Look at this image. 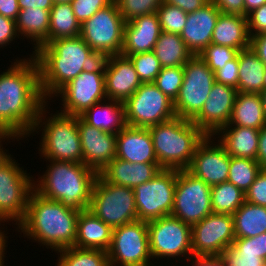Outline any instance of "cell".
Here are the masks:
<instances>
[{
    "instance_id": "cell-51",
    "label": "cell",
    "mask_w": 266,
    "mask_h": 266,
    "mask_svg": "<svg viewBox=\"0 0 266 266\" xmlns=\"http://www.w3.org/2000/svg\"><path fill=\"white\" fill-rule=\"evenodd\" d=\"M249 47L266 67V32L251 36Z\"/></svg>"
},
{
    "instance_id": "cell-3",
    "label": "cell",
    "mask_w": 266,
    "mask_h": 266,
    "mask_svg": "<svg viewBox=\"0 0 266 266\" xmlns=\"http://www.w3.org/2000/svg\"><path fill=\"white\" fill-rule=\"evenodd\" d=\"M80 211L65 207L59 201L30 194L24 220L17 226L27 238L54 251L73 247Z\"/></svg>"
},
{
    "instance_id": "cell-57",
    "label": "cell",
    "mask_w": 266,
    "mask_h": 266,
    "mask_svg": "<svg viewBox=\"0 0 266 266\" xmlns=\"http://www.w3.org/2000/svg\"><path fill=\"white\" fill-rule=\"evenodd\" d=\"M18 4L20 10L28 7L51 10L54 3L52 0H18Z\"/></svg>"
},
{
    "instance_id": "cell-2",
    "label": "cell",
    "mask_w": 266,
    "mask_h": 266,
    "mask_svg": "<svg viewBox=\"0 0 266 266\" xmlns=\"http://www.w3.org/2000/svg\"><path fill=\"white\" fill-rule=\"evenodd\" d=\"M33 57L39 69L41 94L46 101L100 60L81 36L50 41L33 51Z\"/></svg>"
},
{
    "instance_id": "cell-55",
    "label": "cell",
    "mask_w": 266,
    "mask_h": 266,
    "mask_svg": "<svg viewBox=\"0 0 266 266\" xmlns=\"http://www.w3.org/2000/svg\"><path fill=\"white\" fill-rule=\"evenodd\" d=\"M256 161L262 170H266V125L260 130Z\"/></svg>"
},
{
    "instance_id": "cell-31",
    "label": "cell",
    "mask_w": 266,
    "mask_h": 266,
    "mask_svg": "<svg viewBox=\"0 0 266 266\" xmlns=\"http://www.w3.org/2000/svg\"><path fill=\"white\" fill-rule=\"evenodd\" d=\"M50 10L25 8L20 10L16 29L18 35L34 42V51L41 45L49 43Z\"/></svg>"
},
{
    "instance_id": "cell-4",
    "label": "cell",
    "mask_w": 266,
    "mask_h": 266,
    "mask_svg": "<svg viewBox=\"0 0 266 266\" xmlns=\"http://www.w3.org/2000/svg\"><path fill=\"white\" fill-rule=\"evenodd\" d=\"M48 161L51 164L40 180L37 179L38 184L34 181V190L65 207L80 212L87 210L98 173L83 163Z\"/></svg>"
},
{
    "instance_id": "cell-53",
    "label": "cell",
    "mask_w": 266,
    "mask_h": 266,
    "mask_svg": "<svg viewBox=\"0 0 266 266\" xmlns=\"http://www.w3.org/2000/svg\"><path fill=\"white\" fill-rule=\"evenodd\" d=\"M19 12L18 0H0V15L16 21Z\"/></svg>"
},
{
    "instance_id": "cell-52",
    "label": "cell",
    "mask_w": 266,
    "mask_h": 266,
    "mask_svg": "<svg viewBox=\"0 0 266 266\" xmlns=\"http://www.w3.org/2000/svg\"><path fill=\"white\" fill-rule=\"evenodd\" d=\"M210 0H163L164 3L179 7L186 13H192L203 7Z\"/></svg>"
},
{
    "instance_id": "cell-28",
    "label": "cell",
    "mask_w": 266,
    "mask_h": 266,
    "mask_svg": "<svg viewBox=\"0 0 266 266\" xmlns=\"http://www.w3.org/2000/svg\"><path fill=\"white\" fill-rule=\"evenodd\" d=\"M211 43L235 48L238 51L249 48L247 17L221 13L213 30Z\"/></svg>"
},
{
    "instance_id": "cell-35",
    "label": "cell",
    "mask_w": 266,
    "mask_h": 266,
    "mask_svg": "<svg viewBox=\"0 0 266 266\" xmlns=\"http://www.w3.org/2000/svg\"><path fill=\"white\" fill-rule=\"evenodd\" d=\"M80 32L81 24L74 15L71 3L53 4L50 10L49 42L78 37Z\"/></svg>"
},
{
    "instance_id": "cell-8",
    "label": "cell",
    "mask_w": 266,
    "mask_h": 266,
    "mask_svg": "<svg viewBox=\"0 0 266 266\" xmlns=\"http://www.w3.org/2000/svg\"><path fill=\"white\" fill-rule=\"evenodd\" d=\"M125 21L113 0L81 24L80 36L100 59L121 54Z\"/></svg>"
},
{
    "instance_id": "cell-18",
    "label": "cell",
    "mask_w": 266,
    "mask_h": 266,
    "mask_svg": "<svg viewBox=\"0 0 266 266\" xmlns=\"http://www.w3.org/2000/svg\"><path fill=\"white\" fill-rule=\"evenodd\" d=\"M214 136L206 135L196 148L189 167L186 169L194 177L202 179L210 187L227 182L230 156Z\"/></svg>"
},
{
    "instance_id": "cell-44",
    "label": "cell",
    "mask_w": 266,
    "mask_h": 266,
    "mask_svg": "<svg viewBox=\"0 0 266 266\" xmlns=\"http://www.w3.org/2000/svg\"><path fill=\"white\" fill-rule=\"evenodd\" d=\"M238 52L235 48L211 43L198 56L215 72L234 59Z\"/></svg>"
},
{
    "instance_id": "cell-39",
    "label": "cell",
    "mask_w": 266,
    "mask_h": 266,
    "mask_svg": "<svg viewBox=\"0 0 266 266\" xmlns=\"http://www.w3.org/2000/svg\"><path fill=\"white\" fill-rule=\"evenodd\" d=\"M261 170L256 160L230 156L228 182L246 193Z\"/></svg>"
},
{
    "instance_id": "cell-40",
    "label": "cell",
    "mask_w": 266,
    "mask_h": 266,
    "mask_svg": "<svg viewBox=\"0 0 266 266\" xmlns=\"http://www.w3.org/2000/svg\"><path fill=\"white\" fill-rule=\"evenodd\" d=\"M124 56L130 58L142 83H154L162 66L153 51Z\"/></svg>"
},
{
    "instance_id": "cell-36",
    "label": "cell",
    "mask_w": 266,
    "mask_h": 266,
    "mask_svg": "<svg viewBox=\"0 0 266 266\" xmlns=\"http://www.w3.org/2000/svg\"><path fill=\"white\" fill-rule=\"evenodd\" d=\"M227 266H264L266 261L258 256L257 236L235 238L232 245L220 255Z\"/></svg>"
},
{
    "instance_id": "cell-43",
    "label": "cell",
    "mask_w": 266,
    "mask_h": 266,
    "mask_svg": "<svg viewBox=\"0 0 266 266\" xmlns=\"http://www.w3.org/2000/svg\"><path fill=\"white\" fill-rule=\"evenodd\" d=\"M125 22L155 13L163 0H114Z\"/></svg>"
},
{
    "instance_id": "cell-45",
    "label": "cell",
    "mask_w": 266,
    "mask_h": 266,
    "mask_svg": "<svg viewBox=\"0 0 266 266\" xmlns=\"http://www.w3.org/2000/svg\"><path fill=\"white\" fill-rule=\"evenodd\" d=\"M113 0H72L71 6L76 19L82 24L90 19L99 9L108 6Z\"/></svg>"
},
{
    "instance_id": "cell-29",
    "label": "cell",
    "mask_w": 266,
    "mask_h": 266,
    "mask_svg": "<svg viewBox=\"0 0 266 266\" xmlns=\"http://www.w3.org/2000/svg\"><path fill=\"white\" fill-rule=\"evenodd\" d=\"M80 117L90 126L112 134L119 133L127 125L124 103L116 100L96 103Z\"/></svg>"
},
{
    "instance_id": "cell-46",
    "label": "cell",
    "mask_w": 266,
    "mask_h": 266,
    "mask_svg": "<svg viewBox=\"0 0 266 266\" xmlns=\"http://www.w3.org/2000/svg\"><path fill=\"white\" fill-rule=\"evenodd\" d=\"M245 201L266 207V170H261L245 193Z\"/></svg>"
},
{
    "instance_id": "cell-11",
    "label": "cell",
    "mask_w": 266,
    "mask_h": 266,
    "mask_svg": "<svg viewBox=\"0 0 266 266\" xmlns=\"http://www.w3.org/2000/svg\"><path fill=\"white\" fill-rule=\"evenodd\" d=\"M126 124L149 128L176 116L174 101L154 83H142L125 102Z\"/></svg>"
},
{
    "instance_id": "cell-59",
    "label": "cell",
    "mask_w": 266,
    "mask_h": 266,
    "mask_svg": "<svg viewBox=\"0 0 266 266\" xmlns=\"http://www.w3.org/2000/svg\"><path fill=\"white\" fill-rule=\"evenodd\" d=\"M245 3V17L254 9L266 4V0H244Z\"/></svg>"
},
{
    "instance_id": "cell-1",
    "label": "cell",
    "mask_w": 266,
    "mask_h": 266,
    "mask_svg": "<svg viewBox=\"0 0 266 266\" xmlns=\"http://www.w3.org/2000/svg\"><path fill=\"white\" fill-rule=\"evenodd\" d=\"M16 59L0 74V129L20 138L31 134L40 108L46 101L40 90L35 58Z\"/></svg>"
},
{
    "instance_id": "cell-56",
    "label": "cell",
    "mask_w": 266,
    "mask_h": 266,
    "mask_svg": "<svg viewBox=\"0 0 266 266\" xmlns=\"http://www.w3.org/2000/svg\"><path fill=\"white\" fill-rule=\"evenodd\" d=\"M14 138L15 140L18 139L17 141L21 139L18 135L14 134L13 132L0 129V167L11 158V154L9 155V152L6 149L5 150L3 149V145H1L2 141H5L6 139L7 141H9L10 139L12 140Z\"/></svg>"
},
{
    "instance_id": "cell-5",
    "label": "cell",
    "mask_w": 266,
    "mask_h": 266,
    "mask_svg": "<svg viewBox=\"0 0 266 266\" xmlns=\"http://www.w3.org/2000/svg\"><path fill=\"white\" fill-rule=\"evenodd\" d=\"M148 129L162 169H187L206 136L191 120L178 116Z\"/></svg>"
},
{
    "instance_id": "cell-21",
    "label": "cell",
    "mask_w": 266,
    "mask_h": 266,
    "mask_svg": "<svg viewBox=\"0 0 266 266\" xmlns=\"http://www.w3.org/2000/svg\"><path fill=\"white\" fill-rule=\"evenodd\" d=\"M104 73L109 100L124 103L142 84L130 58L121 54L104 58Z\"/></svg>"
},
{
    "instance_id": "cell-37",
    "label": "cell",
    "mask_w": 266,
    "mask_h": 266,
    "mask_svg": "<svg viewBox=\"0 0 266 266\" xmlns=\"http://www.w3.org/2000/svg\"><path fill=\"white\" fill-rule=\"evenodd\" d=\"M245 202V193L230 182L211 186L213 213L233 215Z\"/></svg>"
},
{
    "instance_id": "cell-49",
    "label": "cell",
    "mask_w": 266,
    "mask_h": 266,
    "mask_svg": "<svg viewBox=\"0 0 266 266\" xmlns=\"http://www.w3.org/2000/svg\"><path fill=\"white\" fill-rule=\"evenodd\" d=\"M16 36L19 38L16 21L0 15V47L10 44Z\"/></svg>"
},
{
    "instance_id": "cell-22",
    "label": "cell",
    "mask_w": 266,
    "mask_h": 266,
    "mask_svg": "<svg viewBox=\"0 0 266 266\" xmlns=\"http://www.w3.org/2000/svg\"><path fill=\"white\" fill-rule=\"evenodd\" d=\"M220 14L217 6L211 1L198 10L187 13V21L180 37L193 56L199 55L211 44L213 30Z\"/></svg>"
},
{
    "instance_id": "cell-26",
    "label": "cell",
    "mask_w": 266,
    "mask_h": 266,
    "mask_svg": "<svg viewBox=\"0 0 266 266\" xmlns=\"http://www.w3.org/2000/svg\"><path fill=\"white\" fill-rule=\"evenodd\" d=\"M112 233L113 228L94 216L89 210L81 211L78 215L74 247L108 251Z\"/></svg>"
},
{
    "instance_id": "cell-9",
    "label": "cell",
    "mask_w": 266,
    "mask_h": 266,
    "mask_svg": "<svg viewBox=\"0 0 266 266\" xmlns=\"http://www.w3.org/2000/svg\"><path fill=\"white\" fill-rule=\"evenodd\" d=\"M28 175L12 157L0 167V222L24 220L35 181Z\"/></svg>"
},
{
    "instance_id": "cell-34",
    "label": "cell",
    "mask_w": 266,
    "mask_h": 266,
    "mask_svg": "<svg viewBox=\"0 0 266 266\" xmlns=\"http://www.w3.org/2000/svg\"><path fill=\"white\" fill-rule=\"evenodd\" d=\"M232 216L235 238H251L266 233V207L245 201Z\"/></svg>"
},
{
    "instance_id": "cell-10",
    "label": "cell",
    "mask_w": 266,
    "mask_h": 266,
    "mask_svg": "<svg viewBox=\"0 0 266 266\" xmlns=\"http://www.w3.org/2000/svg\"><path fill=\"white\" fill-rule=\"evenodd\" d=\"M54 96L62 98L61 113L73 116H80L94 104L107 100L104 58L70 80Z\"/></svg>"
},
{
    "instance_id": "cell-58",
    "label": "cell",
    "mask_w": 266,
    "mask_h": 266,
    "mask_svg": "<svg viewBox=\"0 0 266 266\" xmlns=\"http://www.w3.org/2000/svg\"><path fill=\"white\" fill-rule=\"evenodd\" d=\"M258 256L266 261V233L257 235Z\"/></svg>"
},
{
    "instance_id": "cell-12",
    "label": "cell",
    "mask_w": 266,
    "mask_h": 266,
    "mask_svg": "<svg viewBox=\"0 0 266 266\" xmlns=\"http://www.w3.org/2000/svg\"><path fill=\"white\" fill-rule=\"evenodd\" d=\"M107 253L110 266H152L147 222L136 220L113 228Z\"/></svg>"
},
{
    "instance_id": "cell-47",
    "label": "cell",
    "mask_w": 266,
    "mask_h": 266,
    "mask_svg": "<svg viewBox=\"0 0 266 266\" xmlns=\"http://www.w3.org/2000/svg\"><path fill=\"white\" fill-rule=\"evenodd\" d=\"M215 73V82L237 88L239 82V61L237 56L228 61L222 69Z\"/></svg>"
},
{
    "instance_id": "cell-6",
    "label": "cell",
    "mask_w": 266,
    "mask_h": 266,
    "mask_svg": "<svg viewBox=\"0 0 266 266\" xmlns=\"http://www.w3.org/2000/svg\"><path fill=\"white\" fill-rule=\"evenodd\" d=\"M46 106L48 107L47 102L40 108L31 132L33 134L34 131L37 132L41 127H44L42 129L41 145H39V151L41 152L39 154L42 155L40 157L47 160L83 163L78 116L57 111L53 116L50 115L46 118L44 115L49 113L48 110L45 111V109H48Z\"/></svg>"
},
{
    "instance_id": "cell-24",
    "label": "cell",
    "mask_w": 266,
    "mask_h": 266,
    "mask_svg": "<svg viewBox=\"0 0 266 266\" xmlns=\"http://www.w3.org/2000/svg\"><path fill=\"white\" fill-rule=\"evenodd\" d=\"M161 32L156 12L125 22L121 55L152 52Z\"/></svg>"
},
{
    "instance_id": "cell-15",
    "label": "cell",
    "mask_w": 266,
    "mask_h": 266,
    "mask_svg": "<svg viewBox=\"0 0 266 266\" xmlns=\"http://www.w3.org/2000/svg\"><path fill=\"white\" fill-rule=\"evenodd\" d=\"M150 253L154 259L186 257L191 260V226L171 215L147 222ZM191 257H189L190 255ZM160 257V258H159Z\"/></svg>"
},
{
    "instance_id": "cell-30",
    "label": "cell",
    "mask_w": 266,
    "mask_h": 266,
    "mask_svg": "<svg viewBox=\"0 0 266 266\" xmlns=\"http://www.w3.org/2000/svg\"><path fill=\"white\" fill-rule=\"evenodd\" d=\"M228 125L261 130L266 118L260 93L237 92Z\"/></svg>"
},
{
    "instance_id": "cell-41",
    "label": "cell",
    "mask_w": 266,
    "mask_h": 266,
    "mask_svg": "<svg viewBox=\"0 0 266 266\" xmlns=\"http://www.w3.org/2000/svg\"><path fill=\"white\" fill-rule=\"evenodd\" d=\"M162 32L180 34L187 21V13L179 7L162 3L156 11Z\"/></svg>"
},
{
    "instance_id": "cell-19",
    "label": "cell",
    "mask_w": 266,
    "mask_h": 266,
    "mask_svg": "<svg viewBox=\"0 0 266 266\" xmlns=\"http://www.w3.org/2000/svg\"><path fill=\"white\" fill-rule=\"evenodd\" d=\"M236 94L235 87L215 82L201 111L191 121L205 135L214 136L229 124Z\"/></svg>"
},
{
    "instance_id": "cell-20",
    "label": "cell",
    "mask_w": 266,
    "mask_h": 266,
    "mask_svg": "<svg viewBox=\"0 0 266 266\" xmlns=\"http://www.w3.org/2000/svg\"><path fill=\"white\" fill-rule=\"evenodd\" d=\"M83 164L100 173L116 156V134L87 124L78 116Z\"/></svg>"
},
{
    "instance_id": "cell-63",
    "label": "cell",
    "mask_w": 266,
    "mask_h": 266,
    "mask_svg": "<svg viewBox=\"0 0 266 266\" xmlns=\"http://www.w3.org/2000/svg\"><path fill=\"white\" fill-rule=\"evenodd\" d=\"M263 91H266V69H265V73H264Z\"/></svg>"
},
{
    "instance_id": "cell-13",
    "label": "cell",
    "mask_w": 266,
    "mask_h": 266,
    "mask_svg": "<svg viewBox=\"0 0 266 266\" xmlns=\"http://www.w3.org/2000/svg\"><path fill=\"white\" fill-rule=\"evenodd\" d=\"M183 69V83L174 101V110L176 116L192 120L209 96L215 83V73L198 55L193 56Z\"/></svg>"
},
{
    "instance_id": "cell-62",
    "label": "cell",
    "mask_w": 266,
    "mask_h": 266,
    "mask_svg": "<svg viewBox=\"0 0 266 266\" xmlns=\"http://www.w3.org/2000/svg\"><path fill=\"white\" fill-rule=\"evenodd\" d=\"M54 4L57 3H71L72 0H52Z\"/></svg>"
},
{
    "instance_id": "cell-60",
    "label": "cell",
    "mask_w": 266,
    "mask_h": 266,
    "mask_svg": "<svg viewBox=\"0 0 266 266\" xmlns=\"http://www.w3.org/2000/svg\"><path fill=\"white\" fill-rule=\"evenodd\" d=\"M5 231L0 230V266L4 265V258H5V251H6V243H7V234L4 233Z\"/></svg>"
},
{
    "instance_id": "cell-14",
    "label": "cell",
    "mask_w": 266,
    "mask_h": 266,
    "mask_svg": "<svg viewBox=\"0 0 266 266\" xmlns=\"http://www.w3.org/2000/svg\"><path fill=\"white\" fill-rule=\"evenodd\" d=\"M177 170L162 169L134 190L138 220L149 222L172 213Z\"/></svg>"
},
{
    "instance_id": "cell-50",
    "label": "cell",
    "mask_w": 266,
    "mask_h": 266,
    "mask_svg": "<svg viewBox=\"0 0 266 266\" xmlns=\"http://www.w3.org/2000/svg\"><path fill=\"white\" fill-rule=\"evenodd\" d=\"M223 14L245 16L244 0H210Z\"/></svg>"
},
{
    "instance_id": "cell-42",
    "label": "cell",
    "mask_w": 266,
    "mask_h": 266,
    "mask_svg": "<svg viewBox=\"0 0 266 266\" xmlns=\"http://www.w3.org/2000/svg\"><path fill=\"white\" fill-rule=\"evenodd\" d=\"M183 66L162 68L157 75L154 84L171 100L178 97L183 83Z\"/></svg>"
},
{
    "instance_id": "cell-7",
    "label": "cell",
    "mask_w": 266,
    "mask_h": 266,
    "mask_svg": "<svg viewBox=\"0 0 266 266\" xmlns=\"http://www.w3.org/2000/svg\"><path fill=\"white\" fill-rule=\"evenodd\" d=\"M87 210L112 228L138 220L134 190L111 184L99 173Z\"/></svg>"
},
{
    "instance_id": "cell-16",
    "label": "cell",
    "mask_w": 266,
    "mask_h": 266,
    "mask_svg": "<svg viewBox=\"0 0 266 266\" xmlns=\"http://www.w3.org/2000/svg\"><path fill=\"white\" fill-rule=\"evenodd\" d=\"M211 213V187L186 169L177 170L171 216L193 226Z\"/></svg>"
},
{
    "instance_id": "cell-38",
    "label": "cell",
    "mask_w": 266,
    "mask_h": 266,
    "mask_svg": "<svg viewBox=\"0 0 266 266\" xmlns=\"http://www.w3.org/2000/svg\"><path fill=\"white\" fill-rule=\"evenodd\" d=\"M60 253L57 266H110L107 251L68 247Z\"/></svg>"
},
{
    "instance_id": "cell-25",
    "label": "cell",
    "mask_w": 266,
    "mask_h": 266,
    "mask_svg": "<svg viewBox=\"0 0 266 266\" xmlns=\"http://www.w3.org/2000/svg\"><path fill=\"white\" fill-rule=\"evenodd\" d=\"M161 170L158 163H131L114 158L99 174L111 184L134 189L151 180Z\"/></svg>"
},
{
    "instance_id": "cell-33",
    "label": "cell",
    "mask_w": 266,
    "mask_h": 266,
    "mask_svg": "<svg viewBox=\"0 0 266 266\" xmlns=\"http://www.w3.org/2000/svg\"><path fill=\"white\" fill-rule=\"evenodd\" d=\"M153 52L162 68L184 66L193 57L180 34L169 32L160 33Z\"/></svg>"
},
{
    "instance_id": "cell-32",
    "label": "cell",
    "mask_w": 266,
    "mask_h": 266,
    "mask_svg": "<svg viewBox=\"0 0 266 266\" xmlns=\"http://www.w3.org/2000/svg\"><path fill=\"white\" fill-rule=\"evenodd\" d=\"M238 61L239 82L236 88L237 92L261 93L266 69L264 63L250 47L238 52Z\"/></svg>"
},
{
    "instance_id": "cell-17",
    "label": "cell",
    "mask_w": 266,
    "mask_h": 266,
    "mask_svg": "<svg viewBox=\"0 0 266 266\" xmlns=\"http://www.w3.org/2000/svg\"><path fill=\"white\" fill-rule=\"evenodd\" d=\"M193 256H220L235 239L233 216L211 213L191 226Z\"/></svg>"
},
{
    "instance_id": "cell-27",
    "label": "cell",
    "mask_w": 266,
    "mask_h": 266,
    "mask_svg": "<svg viewBox=\"0 0 266 266\" xmlns=\"http://www.w3.org/2000/svg\"><path fill=\"white\" fill-rule=\"evenodd\" d=\"M260 130L250 127L226 125L215 135L229 156L256 160Z\"/></svg>"
},
{
    "instance_id": "cell-23",
    "label": "cell",
    "mask_w": 266,
    "mask_h": 266,
    "mask_svg": "<svg viewBox=\"0 0 266 266\" xmlns=\"http://www.w3.org/2000/svg\"><path fill=\"white\" fill-rule=\"evenodd\" d=\"M116 156L131 163H158L148 128L126 125L116 134Z\"/></svg>"
},
{
    "instance_id": "cell-48",
    "label": "cell",
    "mask_w": 266,
    "mask_h": 266,
    "mask_svg": "<svg viewBox=\"0 0 266 266\" xmlns=\"http://www.w3.org/2000/svg\"><path fill=\"white\" fill-rule=\"evenodd\" d=\"M247 20L250 37L266 32V4L250 12Z\"/></svg>"
},
{
    "instance_id": "cell-54",
    "label": "cell",
    "mask_w": 266,
    "mask_h": 266,
    "mask_svg": "<svg viewBox=\"0 0 266 266\" xmlns=\"http://www.w3.org/2000/svg\"><path fill=\"white\" fill-rule=\"evenodd\" d=\"M192 266H227L221 256H193Z\"/></svg>"
},
{
    "instance_id": "cell-61",
    "label": "cell",
    "mask_w": 266,
    "mask_h": 266,
    "mask_svg": "<svg viewBox=\"0 0 266 266\" xmlns=\"http://www.w3.org/2000/svg\"><path fill=\"white\" fill-rule=\"evenodd\" d=\"M260 96H261L262 106H263L264 114H265V118H266V91H262L260 93Z\"/></svg>"
}]
</instances>
